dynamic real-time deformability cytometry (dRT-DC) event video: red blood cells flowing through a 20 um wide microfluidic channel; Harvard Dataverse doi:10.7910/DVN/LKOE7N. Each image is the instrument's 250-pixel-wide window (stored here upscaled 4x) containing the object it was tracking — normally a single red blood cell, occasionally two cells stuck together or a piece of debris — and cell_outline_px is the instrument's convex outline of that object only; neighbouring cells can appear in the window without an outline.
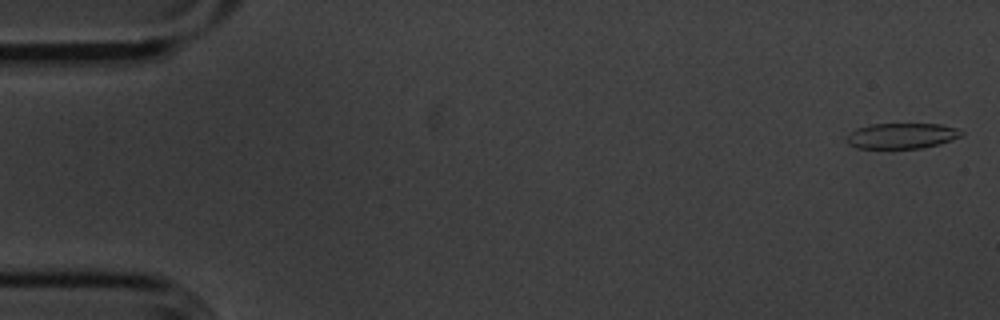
{"species": "common noctule bat (a hibernating species)", "species_latin": "Nyctalus noctula", "temperature_condition": "cold", "stored_images_in_passage": 55, "camera_frame_rate_fps": 3000, "um_per_image_px": 0.085, "animal": {"sex": "male", "body_mass_g": 20.1, "forearm_length_mm": 53.5}, "frame": {"image": 1, "passage_image": 1, "time_ms": 0.0, "image_size_px": [1000, 320], "cell_outline_px": [[964, 132], [960, 136], [952, 140], [920, 148], [856, 148], [848, 144], [844, 140], [856, 128], [872, 124], [940, 124], [956, 128]], "centroid_in_image_um": [76.62, 11.54], "position_along_channel_um": 8.4, "area_um2": 16.94}}
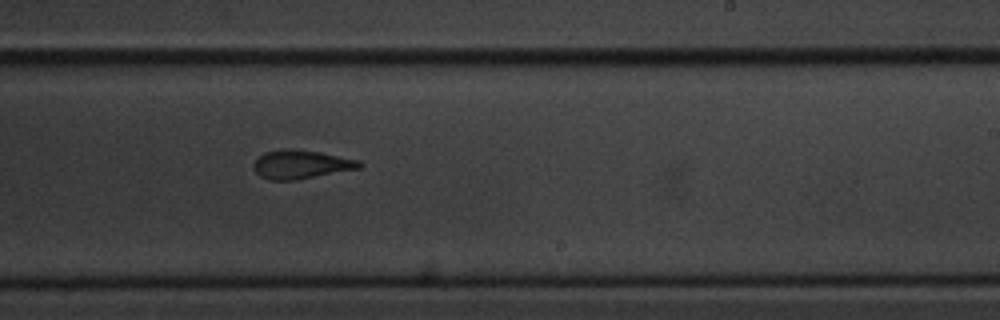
{"frame": {"image": 2, "passage_image": 33, "time_ms": 10.667, "image_size_px": [1000, 320], "cell_outline_px": [[364, 164], [360, 168], [296, 180], [268, 180], [260, 176], [252, 168], [252, 164], [264, 152], [280, 148], [292, 148], [320, 152], [360, 160]], "centroid_in_image_um": [25.57, 13.96], "position_along_channel_um": 263.4, "area_um2": 17.92}}
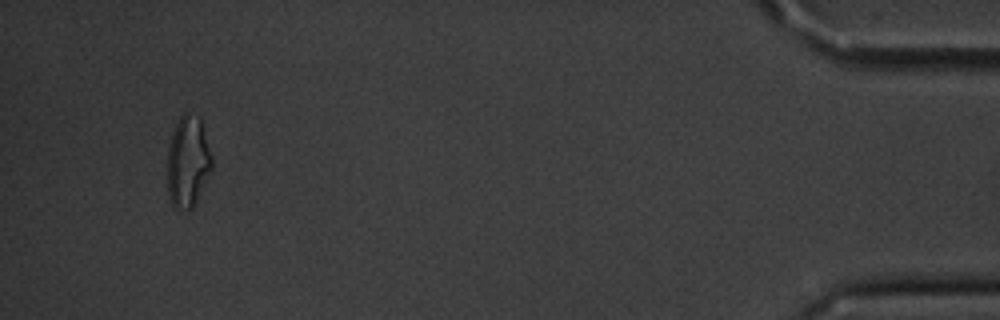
{"frame": {"image": 3, "passage_image": 52, "time_ms": 17.0, "image_size_px": [1000, 320], "cell_outline_px": [[212, 168], [192, 208], [184, 212], [172, 208], [168, 196], [168, 148], [172, 132], [180, 116], [184, 112], [188, 112], [200, 116], [212, 156]], "centroid_in_image_um": [15.96, 13.75], "position_along_channel_um": 419.2, "area_um2": 23.93}, "authors_computed_cell_mechanics": {"area_um2": 18.6116, "velocity_mm_per_s": 3.6176, "shape_relaxation_time_tau1_ms": 3.9029, "shape_relaxation_time_tau2_ms": 2.649, "deformation_change_tau1": 0.1271, "deformation_change_tau2": 0.1021}}